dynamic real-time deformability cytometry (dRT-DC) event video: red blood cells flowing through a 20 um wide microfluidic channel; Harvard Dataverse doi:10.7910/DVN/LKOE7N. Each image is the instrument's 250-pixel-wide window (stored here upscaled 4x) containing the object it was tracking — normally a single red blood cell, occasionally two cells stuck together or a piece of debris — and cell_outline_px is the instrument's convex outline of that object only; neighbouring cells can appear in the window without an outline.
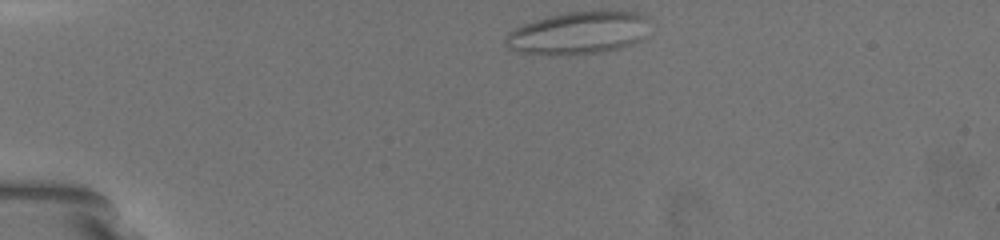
{"species": "common noctule bat (a hibernating species)", "species_latin": "Nyctalus noctula", "temperature_condition": "warm", "stored_images_in_passage": 31, "camera_frame_rate_fps": 3000, "um_per_image_px": 0.085, "animal": {"sex": "female", "body_mass_g": 19.5, "forearm_length_mm": 54.1}, "frame": {"image": 1, "passage_image": 1, "time_ms": 0.0, "image_size_px": [1000, 240], "cell_outline_px": [[648, 20], [632, 40], [628, 44], [616, 48], [596, 52], [524, 52], [512, 48], [504, 36], [508, 32], [524, 24], [536, 20], [552, 16], [572, 12], [636, 12], [648, 16]], "centroid_in_image_um": [49.08, 2.75], "position_along_channel_um": 35.9, "area_um2": 32.71}}
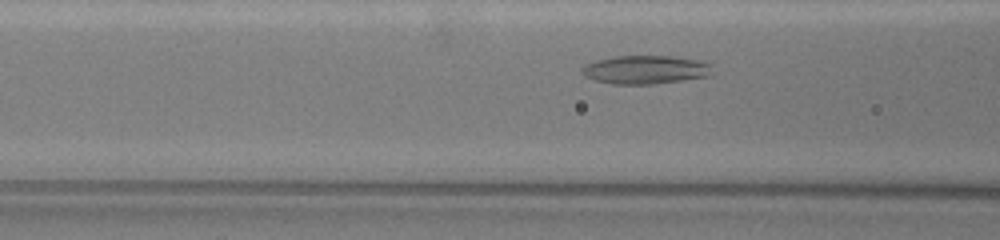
{"frame": {"image": 2, "passage_image": 11, "time_ms": 4.0, "image_size_px": [1000, 240], "cell_outline_px": [[708, 64], [704, 76], [656, 84], [612, 84], [596, 80], [588, 76], [584, 72], [584, 68], [588, 64], [600, 60], [616, 56], [668, 56], [692, 60]], "centroid_in_image_um": [54.77, 5.93], "position_along_channel_um": 111.8, "area_um2": 20.35}}
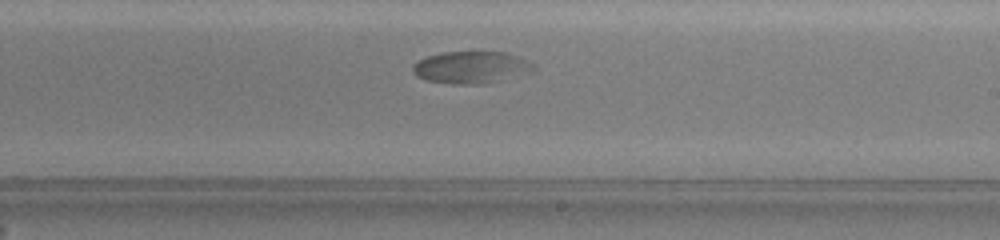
{"frame": {"image": 3, "passage_image": 20, "time_ms": 8.0, "image_size_px": [1000, 240], "cell_outline_px": [[532, 68], [480, 84], [452, 84], [424, 80], [416, 76], [412, 72], [412, 64], [428, 56], [444, 52], [508, 52], [532, 64]], "centroid_in_image_um": [39.83, 5.71], "position_along_channel_um": 249.2, "area_um2": 21.5}, "authors_computed_cell_mechanics": {"area_um2": 21.964, "velocity_mm_per_s": 3.4521, "shape_relaxation_time_tau1_ms": 4.5583, "shape_relaxation_time_tau2_ms": null, "deformation_change_tau1": 0.1183, "deformation_change_tau2": null}}